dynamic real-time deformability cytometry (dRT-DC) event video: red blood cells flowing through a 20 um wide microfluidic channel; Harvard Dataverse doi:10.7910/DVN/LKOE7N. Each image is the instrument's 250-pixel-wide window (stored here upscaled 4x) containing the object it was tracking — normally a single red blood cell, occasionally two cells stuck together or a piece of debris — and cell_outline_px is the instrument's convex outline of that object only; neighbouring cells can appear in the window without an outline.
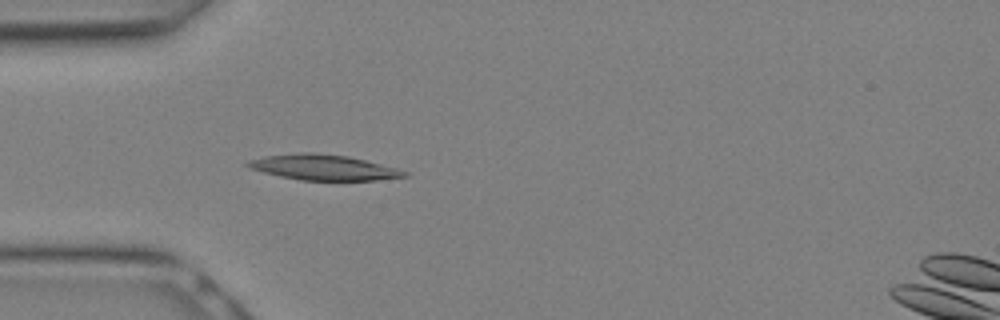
{"species": "Egyptian fruit bat (a non-hibernating species)", "species_latin": "Rousettus aegyptiacus", "temperature_condition": "warm", "stored_images_in_passage": 17, "camera_frame_rate_fps": 3000, "um_per_image_px": 0.085, "animal": {"sex": "female"}, "frame": {"image": 1, "passage_image": 7, "time_ms": 2.0, "image_size_px": [1000, 320], "cell_outline_px": [[408, 176], [376, 180], [300, 180], [280, 176], [248, 168], [244, 164], [248, 160], [264, 156], [296, 152], [316, 152], [348, 156], [396, 168], [408, 172]], "centroid_in_image_um": [27.44, 14.21], "position_along_channel_um": 57.6, "area_um2": 23.24}}
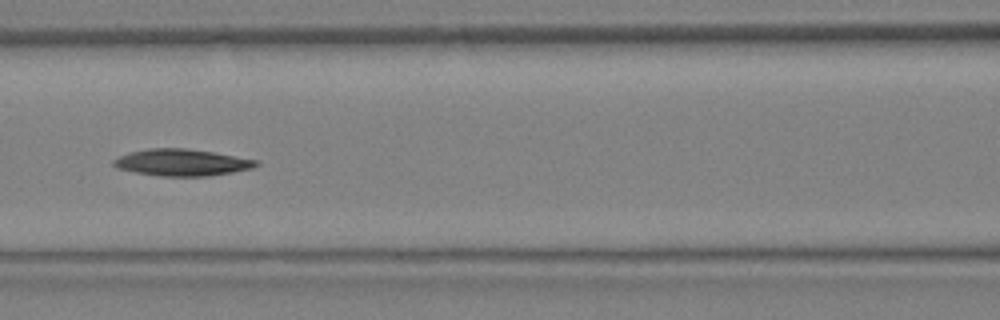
{"frame": {"image": 2, "passage_image": 11, "time_ms": 3.333, "image_size_px": [1000, 320], "cell_outline_px": [[260, 164], [252, 168], [232, 172], [208, 176], [160, 176], [136, 172], [116, 168], [112, 164], [112, 160], [128, 152], [148, 148], [184, 148], [212, 152], [256, 160]], "centroid_in_image_um": [15.41, 13.81], "position_along_channel_um": 151.2, "area_um2": 22.08}}
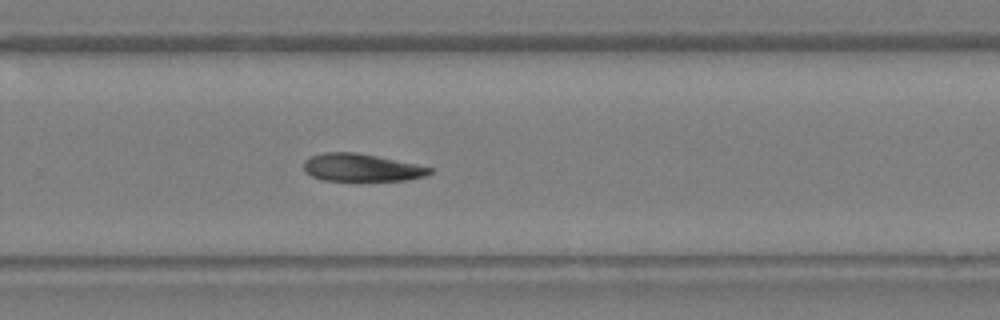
{"frame": {"image": 3, "passage_image": 17, "time_ms": 5.333, "image_size_px": [1000, 320], "cell_outline_px": [[432, 172], [424, 176], [404, 180], [324, 180], [312, 176], [304, 168], [304, 160], [308, 156], [324, 152], [356, 152], [416, 164], [432, 168]], "centroid_in_image_um": [30.69, 14.23], "position_along_channel_um": 299.1, "area_um2": 20.0}}